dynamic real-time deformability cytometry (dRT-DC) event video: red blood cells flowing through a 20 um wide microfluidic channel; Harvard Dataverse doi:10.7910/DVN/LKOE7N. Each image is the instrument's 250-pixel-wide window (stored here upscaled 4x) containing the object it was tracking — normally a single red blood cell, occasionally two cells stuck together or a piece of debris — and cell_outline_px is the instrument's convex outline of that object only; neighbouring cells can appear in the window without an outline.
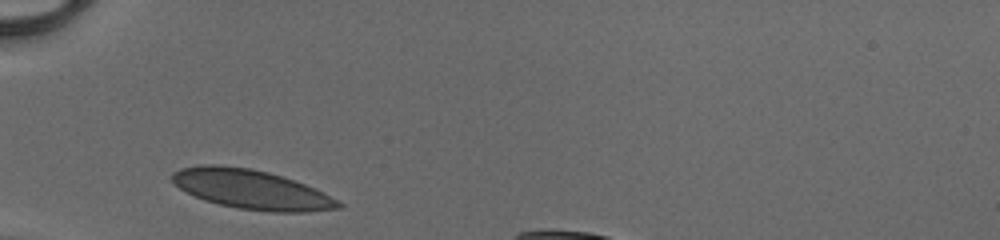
{"species": "human", "species_latin": "Homo sapiens", "temperature_condition": "cold", "stored_images_in_passage": 26, "camera_frame_rate_fps": 3000, "um_per_image_px": 0.085, "donor": {"sex": "male"}, "frame": {"image": 1, "passage_image": 1, "time_ms": 0.0, "image_size_px": [1000, 240], "cell_outline_px": [[344, 208], [308, 212], [268, 212], [236, 208], [204, 200], [180, 188], [172, 180], [172, 172], [180, 168], [200, 164], [220, 164], [248, 168], [268, 172], [316, 188], [344, 204]], "centroid_in_image_um": [21.39, 16.1], "position_along_channel_um": 63.6, "area_um2": 38.15}}
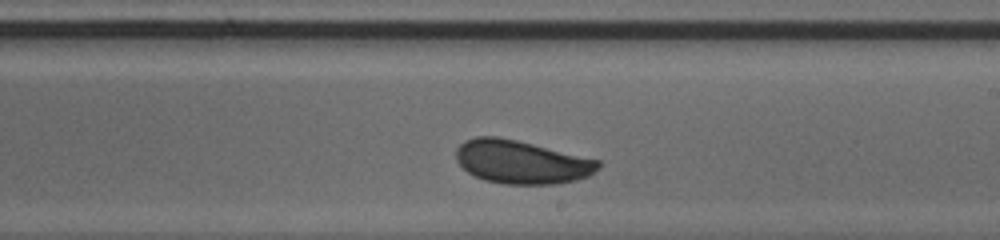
{"frame": {"image": 2, "passage_image": 15, "time_ms": 4.667, "image_size_px": [1000, 240], "cell_outline_px": [[600, 168], [588, 176], [576, 180], [560, 184], [504, 184], [484, 180], [468, 172], [456, 160], [456, 148], [464, 140], [476, 136], [500, 136], [600, 160]], "centroid_in_image_um": [44.32, 13.76], "position_along_channel_um": 244.7, "area_um2": 36.07}}
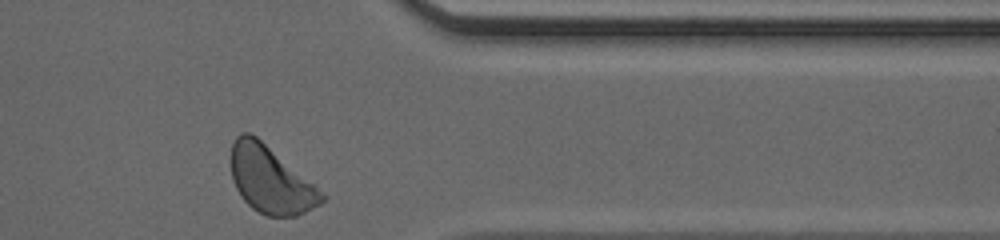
{"frame": {"image": 3, "passage_image": 26, "time_ms": 8.333, "image_size_px": [1000, 240], "cell_outline_px": [[328, 196], [320, 204], [296, 216], [268, 216], [252, 208], [240, 196], [232, 180], [232, 144], [236, 136], [240, 132], [248, 132], [256, 136], [316, 184]], "centroid_in_image_um": [23.03, 15.28], "position_along_channel_um": 388.4, "area_um2": 35.43}, "authors_computed_cell_mechanics": {"area_um2": 35.8071, "velocity_mm_per_s": 4.0771, "shape_relaxation_time_tau1_ms": 2.6417, "shape_relaxation_time_tau2_ms": null, "deformation_change_tau1": 0.1019, "deformation_change_tau2": null}}